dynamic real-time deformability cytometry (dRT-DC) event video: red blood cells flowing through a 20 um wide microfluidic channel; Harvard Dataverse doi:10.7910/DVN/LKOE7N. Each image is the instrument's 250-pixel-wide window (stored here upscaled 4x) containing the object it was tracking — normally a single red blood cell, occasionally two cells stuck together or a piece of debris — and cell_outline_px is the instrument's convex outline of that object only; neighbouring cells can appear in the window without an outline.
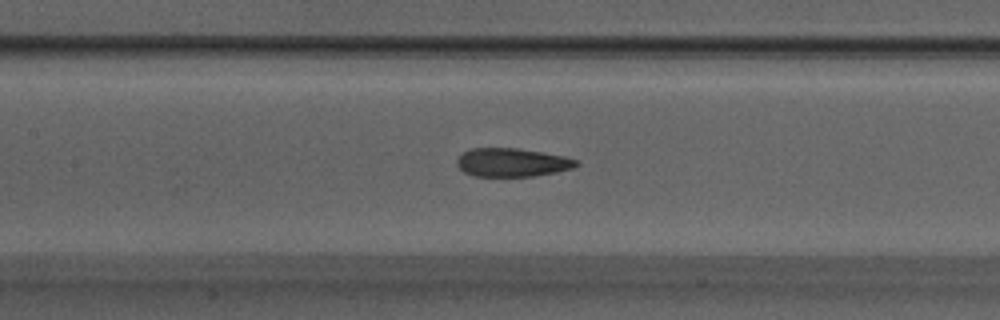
{"species": "Egyptian fruit bat (a non-hibernating species)", "species_latin": "Rousettus aegyptiacus", "temperature_condition": "warm", "stored_images_in_passage": 30, "camera_frame_rate_fps": 3000, "um_per_image_px": 0.085, "animal": {"sex": "male"}, "frame": {"image": 1, "passage_image": 9, "time_ms": 2.667, "image_size_px": [1000, 320], "cell_outline_px": [[580, 164], [572, 168], [556, 172], [532, 176], [476, 176], [464, 172], [456, 164], [456, 160], [464, 152], [472, 148], [520, 148], [564, 156], [576, 160]], "centroid_in_image_um": [43.52, 13.8], "position_along_channel_um": 163.9, "area_um2": 19.71}}